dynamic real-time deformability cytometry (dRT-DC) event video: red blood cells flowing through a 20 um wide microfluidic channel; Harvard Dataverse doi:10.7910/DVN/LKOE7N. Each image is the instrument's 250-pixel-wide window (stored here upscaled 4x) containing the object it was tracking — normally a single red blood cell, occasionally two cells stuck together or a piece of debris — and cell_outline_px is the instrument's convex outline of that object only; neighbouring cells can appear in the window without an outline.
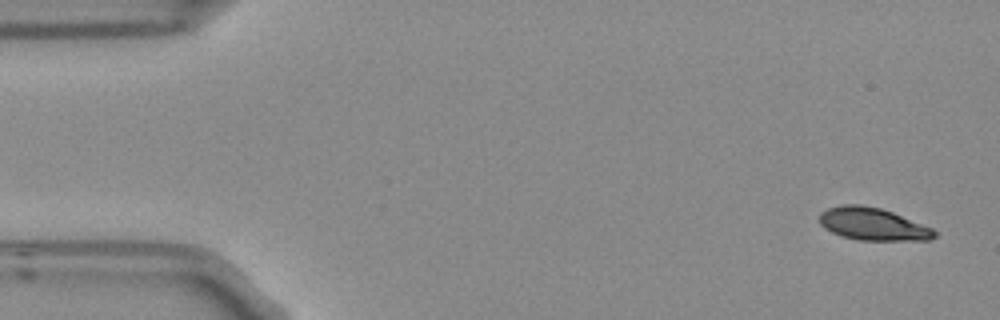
{"species": "Egyptian fruit bat (a non-hibernating species)", "species_latin": "Rousettus aegyptiacus", "temperature_condition": "room temperature", "stored_images_in_passage": 4, "camera_frame_rate_fps": 3000, "um_per_image_px": 0.085, "frame": {"image": 1, "passage_image": 1, "time_ms": 0.0, "image_size_px": [1000, 320], "cell_outline_px": [[936, 236], [932, 240], [860, 240], [840, 236], [824, 228], [820, 224], [820, 212], [828, 208], [840, 204], [860, 204], [880, 208], [892, 212], [932, 228], [936, 232]], "centroid_in_image_um": [74.17, 19.04], "position_along_channel_um": 10.8, "area_um2": 21.79}}
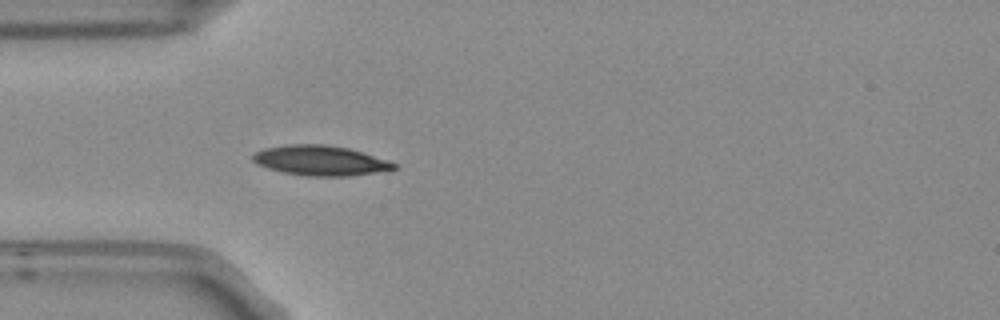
{"frame": {"image": 2, "passage_image": 4, "time_ms": 1.0, "image_size_px": [1000, 320], "cell_outline_px": [[396, 168], [348, 176], [304, 176], [284, 172], [268, 168], [252, 160], [252, 156], [256, 152], [264, 148], [288, 144], [324, 144], [348, 148], [396, 164]], "centroid_in_image_um": [27.15, 13.64], "position_along_channel_um": 57.9, "area_um2": 24.04}}